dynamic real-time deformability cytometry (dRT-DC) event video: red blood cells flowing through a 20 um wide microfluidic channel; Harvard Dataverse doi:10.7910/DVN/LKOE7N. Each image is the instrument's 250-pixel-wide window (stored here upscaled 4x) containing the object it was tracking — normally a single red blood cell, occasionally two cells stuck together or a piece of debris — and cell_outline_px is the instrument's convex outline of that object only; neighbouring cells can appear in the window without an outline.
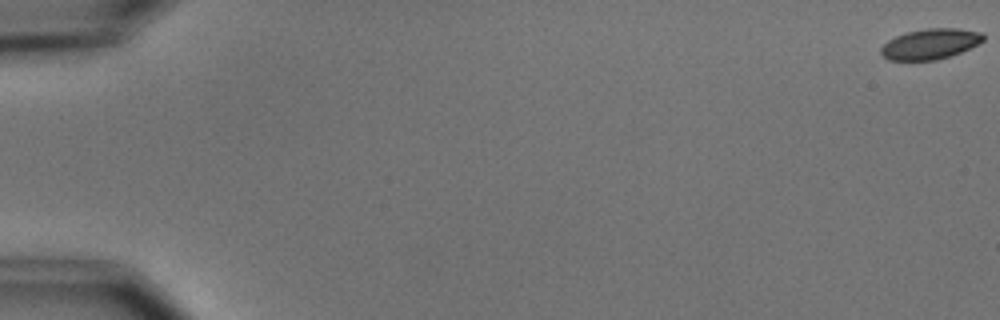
{"species": "common noctule bat (a hibernating species)", "species_latin": "Nyctalus noctula", "temperature_condition": "cold", "stored_images_in_passage": 5, "camera_frame_rate_fps": 3000, "um_per_image_px": 0.085, "animal": {"sex": "male", "body_mass_g": 15.6}, "frame": {"image": 1, "passage_image": 1, "time_ms": 0.0, "image_size_px": [1000, 320], "cell_outline_px": [[984, 40], [960, 52], [936, 60], [888, 60], [880, 56], [880, 48], [888, 40], [896, 36], [908, 32], [928, 28], [956, 28], [984, 32]], "centroid_in_image_um": [79.04, 3.73], "position_along_channel_um": 6.0, "area_um2": 18.09}}
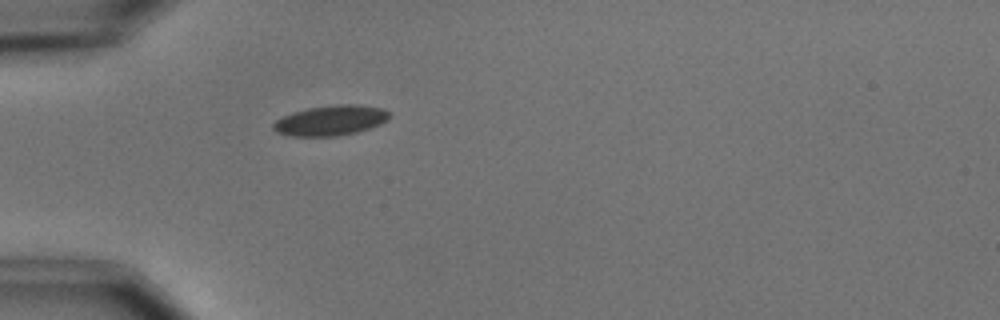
{"frame": {"image": 2, "passage_image": 5, "time_ms": 5.667, "image_size_px": [1000, 320], "cell_outline_px": [[392, 116], [388, 120], [380, 124], [356, 132], [336, 136], [292, 136], [276, 132], [272, 128], [272, 124], [276, 120], [292, 112], [308, 108], [336, 104], [356, 104], [384, 108]], "centroid_in_image_um": [28.12, 10.23], "position_along_channel_um": 56.9, "area_um2": 20.46}}